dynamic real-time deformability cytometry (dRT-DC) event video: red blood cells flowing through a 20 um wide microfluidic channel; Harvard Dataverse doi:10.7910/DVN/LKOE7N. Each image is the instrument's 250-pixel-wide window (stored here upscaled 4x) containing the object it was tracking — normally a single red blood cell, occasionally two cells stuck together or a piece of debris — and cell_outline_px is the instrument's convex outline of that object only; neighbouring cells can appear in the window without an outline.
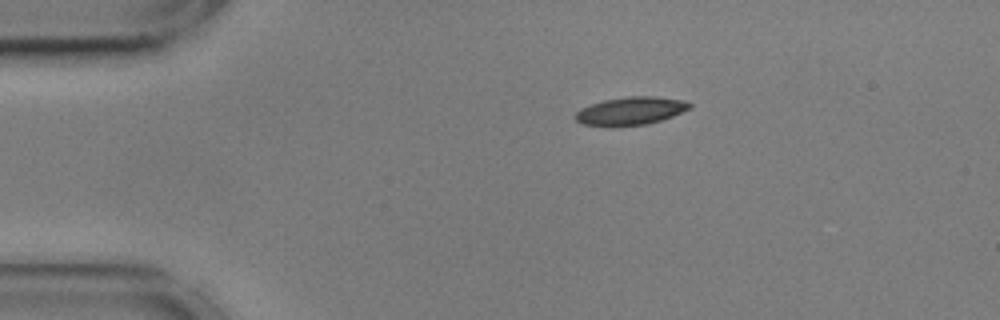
{"species": "common noctule bat (a hibernating species)", "species_latin": "Nyctalus noctula", "temperature_condition": "cold", "stored_images_in_passage": 46, "camera_frame_rate_fps": 3000, "um_per_image_px": 0.085, "animal": {"sex": "male", "body_mass_g": 17.9, "forearm_length_mm": 54.2}, "frame": {"image": 1, "passage_image": 1, "time_ms": 0.0, "image_size_px": [1000, 320], "cell_outline_px": [[692, 108], [672, 116], [660, 120], [644, 124], [612, 128], [584, 124], [576, 120], [576, 112], [580, 108], [604, 100], [628, 96], [652, 96], [680, 100], [692, 104]], "centroid_in_image_um": [53.57, 9.45], "position_along_channel_um": 31.4, "area_um2": 18.67}}
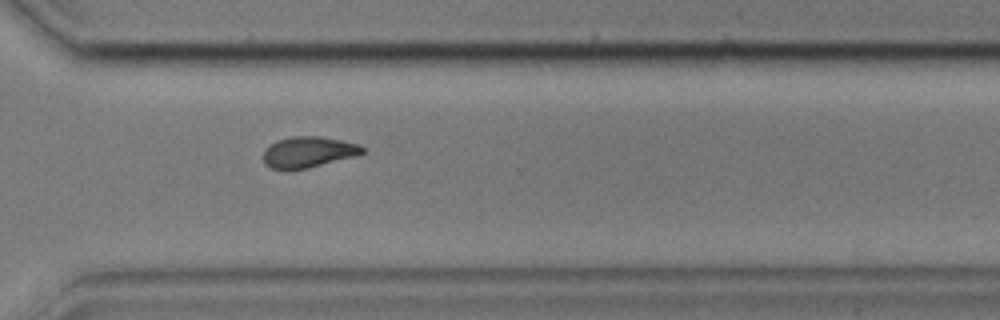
{"frame": {"image": 2, "passage_image": 31, "time_ms": 10.0, "image_size_px": [1000, 320], "cell_outline_px": [[364, 152], [352, 156], [308, 168], [268, 168], [264, 164], [264, 148], [276, 140], [292, 136], [320, 136], [360, 144], [364, 148]], "centroid_in_image_um": [26.17, 12.9], "position_along_channel_um": 344.4, "area_um2": 17.57}}
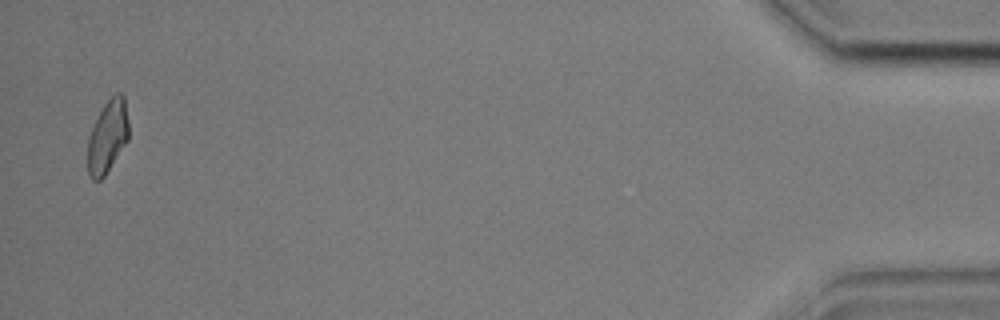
{"frame": {"image": 3, "passage_image": 45, "time_ms": 14.667, "image_size_px": [1000, 320], "cell_outline_px": [[128, 140], [104, 176], [100, 180], [92, 180], [88, 172], [88, 136], [104, 104], [116, 92], [120, 92], [124, 96], [128, 120]], "centroid_in_image_um": [9.15, 11.6], "position_along_channel_um": 426.1, "area_um2": 17.17}, "authors_computed_cell_mechanics": {"area_um2": 17.918, "velocity_mm_per_s": 3.5955, "shape_relaxation_time_tau1_ms": null, "shape_relaxation_time_tau2_ms": 4.2351, "deformation_change_tau1": null, "deformation_change_tau2": 0.1031}}